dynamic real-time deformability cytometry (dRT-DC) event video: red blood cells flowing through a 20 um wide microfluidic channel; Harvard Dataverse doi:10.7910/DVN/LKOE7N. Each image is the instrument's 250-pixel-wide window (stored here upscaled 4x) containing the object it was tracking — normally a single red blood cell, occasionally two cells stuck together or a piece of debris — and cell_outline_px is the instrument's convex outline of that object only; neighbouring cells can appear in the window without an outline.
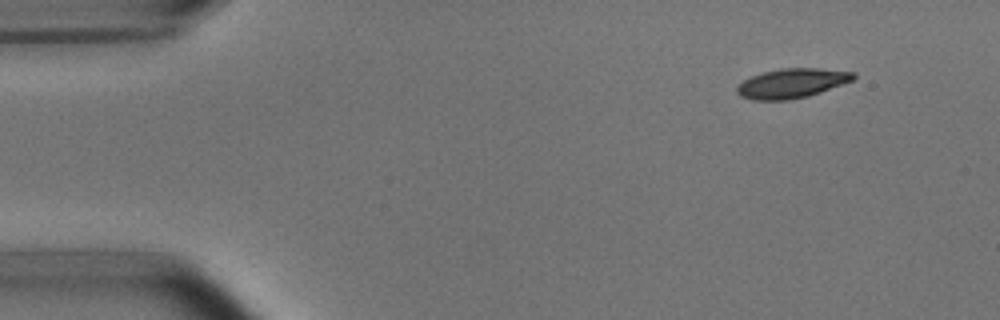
{"species": "common noctule bat (a hibernating species)", "species_latin": "Nyctalus noctula", "temperature_condition": "room temperature", "stored_images_in_passage": 4, "camera_frame_rate_fps": 3000, "um_per_image_px": 0.085, "animal": {"sex": "male", "body_mass_g": 15.6}, "frame": {"image": 1, "passage_image": 1, "time_ms": 0.0, "image_size_px": [1000, 320], "cell_outline_px": [[856, 76], [852, 80], [820, 92], [808, 96], [788, 100], [752, 100], [740, 96], [736, 92], [736, 88], [744, 80], [752, 76], [764, 72], [780, 68], [820, 68], [856, 72]], "centroid_in_image_um": [67.3, 7.07], "position_along_channel_um": 17.7, "area_um2": 19.94}}
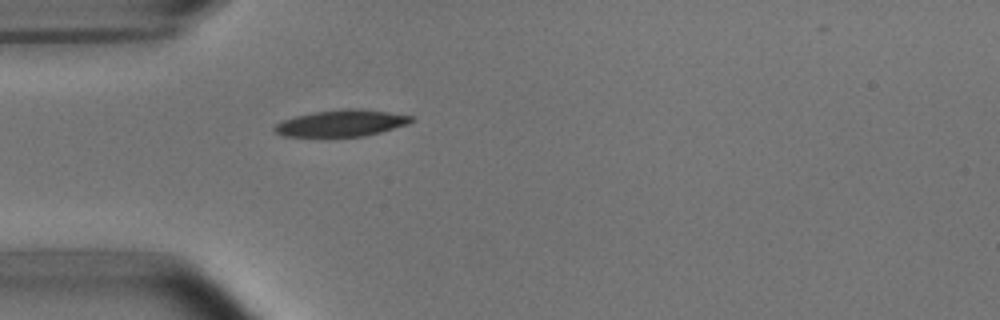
{"frame": {"image": 2, "passage_image": 4, "time_ms": 3.333, "image_size_px": [1000, 320], "cell_outline_px": [[416, 120], [408, 124], [380, 132], [364, 136], [284, 136], [276, 132], [272, 128], [276, 124], [284, 120], [296, 116], [312, 112], [344, 108], [360, 108], [388, 112], [412, 116]], "centroid_in_image_um": [29.05, 10.45], "position_along_channel_um": 56.0, "area_um2": 21.1}}